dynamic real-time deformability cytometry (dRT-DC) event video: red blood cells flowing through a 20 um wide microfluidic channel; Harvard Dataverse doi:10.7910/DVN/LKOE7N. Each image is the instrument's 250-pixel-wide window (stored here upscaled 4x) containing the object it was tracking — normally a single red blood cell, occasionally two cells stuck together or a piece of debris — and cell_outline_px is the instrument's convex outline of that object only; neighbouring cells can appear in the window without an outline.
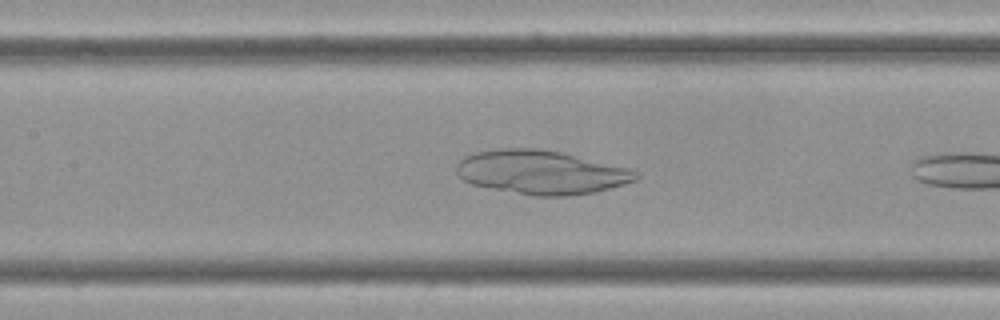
{"species": "Egyptian fruit bat (a non-hibernating species)", "species_latin": "Rousettus aegyptiacus", "temperature_condition": "cold", "stored_images_in_passage": 8, "camera_frame_rate_fps": 3000, "um_per_image_px": 0.085, "frame": {"image": 1, "passage_image": 6, "time_ms": 1.667, "image_size_px": [1000, 320], "cell_outline_px": [[640, 176], [636, 180], [624, 184], [596, 192], [568, 196], [536, 196], [472, 184], [464, 180], [456, 172], [456, 164], [464, 156], [472, 152], [500, 148], [540, 148], [560, 152], [632, 168], [640, 172]], "centroid_in_image_um": [46.04, 14.63], "position_along_channel_um": 161.4, "area_um2": 46.07}}